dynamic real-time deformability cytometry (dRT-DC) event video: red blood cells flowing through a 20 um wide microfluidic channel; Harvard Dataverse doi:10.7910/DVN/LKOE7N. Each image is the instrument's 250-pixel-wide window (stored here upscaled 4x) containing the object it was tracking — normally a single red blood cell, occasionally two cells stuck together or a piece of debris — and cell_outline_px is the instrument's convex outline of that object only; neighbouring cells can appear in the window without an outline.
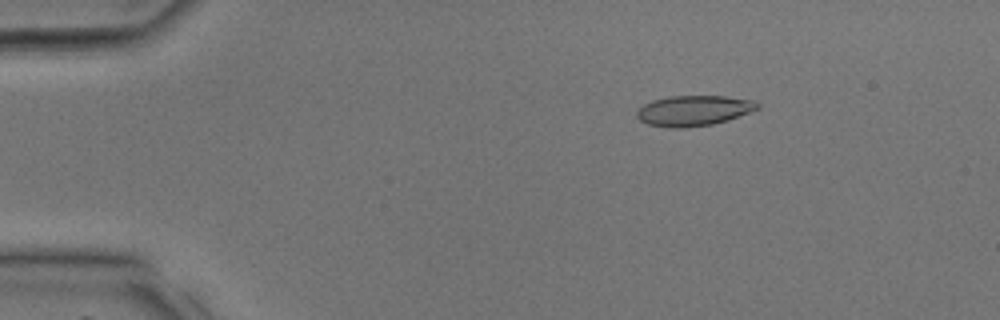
{"species": "common noctule bat (a hibernating species)", "species_latin": "Nyctalus noctula", "temperature_condition": "room temperature", "stored_images_in_passage": 36, "camera_frame_rate_fps": 3000, "um_per_image_px": 0.085, "animal": {"sex": "male", "body_mass_g": 17.9, "forearm_length_mm": 54.2}, "frame": {"image": 1, "passage_image": 4, "time_ms": 1.0, "image_size_px": [1000, 320], "cell_outline_px": [[760, 108], [728, 120], [712, 124], [684, 128], [668, 128], [648, 124], [640, 120], [636, 116], [636, 112], [644, 104], [652, 100], [668, 96], [724, 96], [756, 100], [760, 104]], "centroid_in_image_um": [58.97, 9.4], "position_along_channel_um": 26.0, "area_um2": 21.5}}
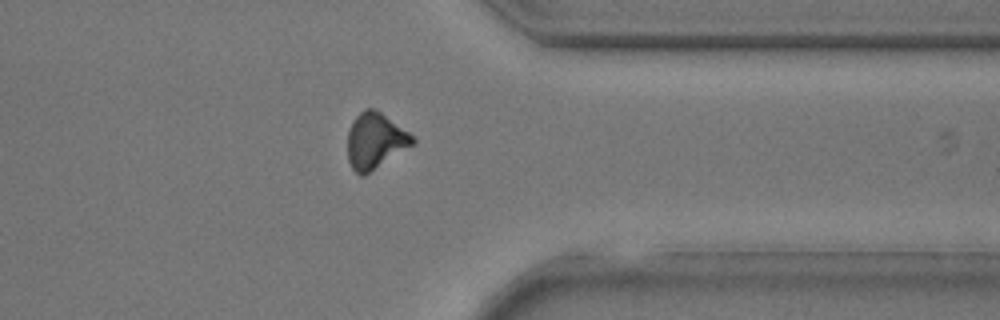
{"frame": {"image": 2, "passage_image": 28, "time_ms": 9.0, "image_size_px": [1000, 320], "cell_outline_px": [[416, 144], [364, 176], [360, 176], [352, 168], [348, 160], [348, 132], [356, 116], [364, 108], [372, 108], [380, 112], [408, 132], [416, 140]], "centroid_in_image_um": [31.9, 12.0], "position_along_channel_um": 379.5, "area_um2": 21.1}}
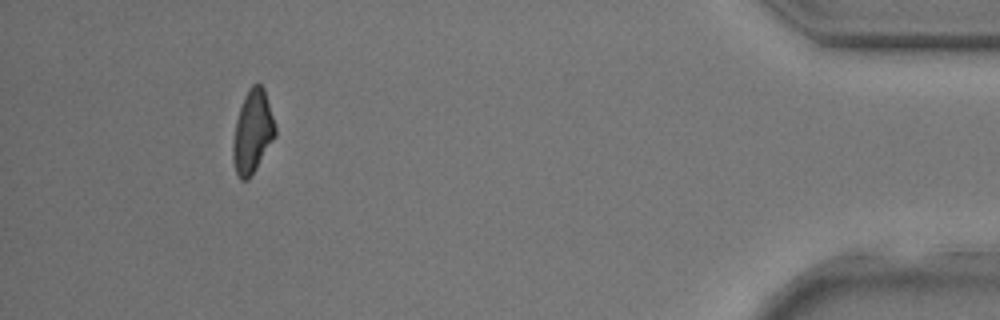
{"frame": {"image": 3, "passage_image": 33, "time_ms": 10.667, "image_size_px": [1000, 320], "cell_outline_px": [[276, 136], [248, 180], [240, 180], [236, 172], [232, 160], [232, 144], [236, 120], [244, 96], [248, 88], [252, 84], [260, 84], [264, 88], [276, 128]], "centroid_in_image_um": [21.45, 11.2], "position_along_channel_um": 413.7, "area_um2": 20.35}}